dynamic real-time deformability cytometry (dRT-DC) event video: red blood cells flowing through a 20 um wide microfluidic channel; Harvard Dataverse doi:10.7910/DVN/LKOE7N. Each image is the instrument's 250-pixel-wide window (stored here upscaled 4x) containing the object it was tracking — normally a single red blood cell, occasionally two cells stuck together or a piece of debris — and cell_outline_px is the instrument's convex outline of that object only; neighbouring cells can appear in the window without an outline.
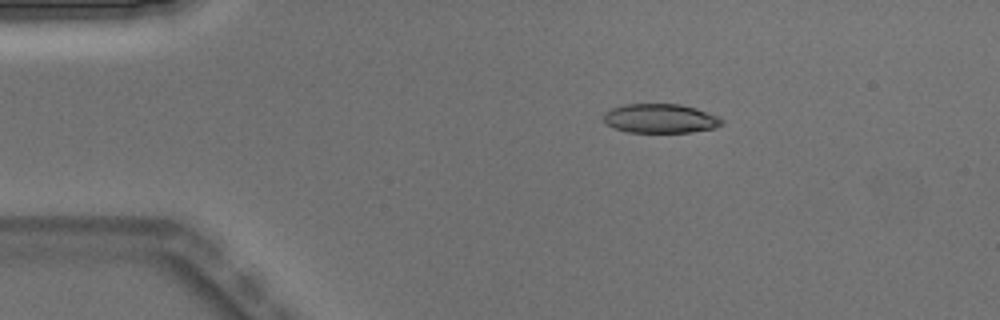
{"species": "Egyptian fruit bat (a non-hibernating species)", "species_latin": "Rousettus aegyptiacus", "temperature_condition": "warm", "stored_images_in_passage": 5, "camera_frame_rate_fps": 3000, "um_per_image_px": 0.085, "animal": {"sex": "male"}, "frame": {"image": 1, "passage_image": 3, "time_ms": 0.667, "image_size_px": [1000, 320], "cell_outline_px": [[724, 124], [716, 128], [692, 132], [628, 132], [616, 128], [608, 124], [604, 120], [604, 112], [612, 108], [624, 104], [680, 104], [696, 108], [708, 112], [724, 120]], "centroid_in_image_um": [56.17, 10.07], "position_along_channel_um": 28.8, "area_um2": 20.11}}
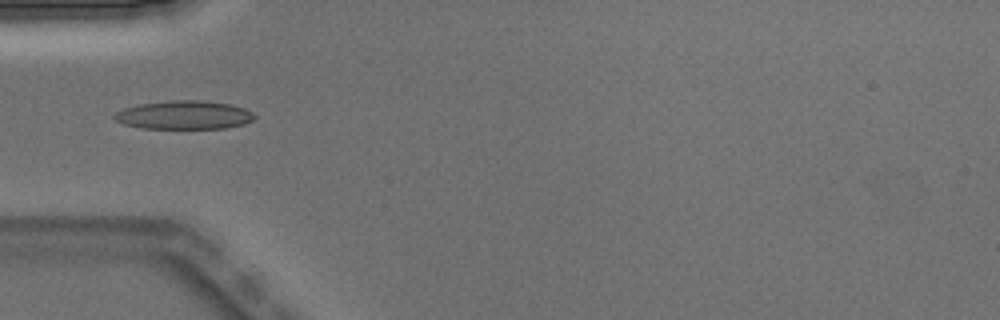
{"frame": {"image": 2, "passage_image": 5, "time_ms": 1.333, "image_size_px": [1000, 320], "cell_outline_px": [[256, 116], [252, 120], [244, 124], [228, 128], [140, 128], [124, 124], [116, 120], [112, 116], [116, 112], [124, 108], [136, 104], [172, 100], [200, 100], [232, 104], [244, 108], [252, 112]], "centroid_in_image_um": [15.65, 9.77], "position_along_channel_um": 69.4, "area_um2": 23.41}}